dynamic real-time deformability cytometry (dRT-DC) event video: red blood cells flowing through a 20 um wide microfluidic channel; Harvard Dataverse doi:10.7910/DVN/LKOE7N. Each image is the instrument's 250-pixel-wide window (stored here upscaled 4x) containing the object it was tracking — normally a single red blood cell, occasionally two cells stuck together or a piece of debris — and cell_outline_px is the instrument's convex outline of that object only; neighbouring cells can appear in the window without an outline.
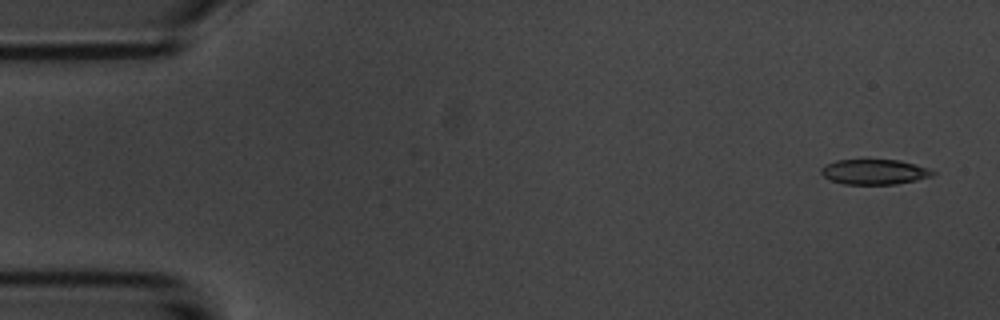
{"species": "common noctule bat (a hibernating species)", "species_latin": "Nyctalus noctula", "temperature_condition": "room temperature", "stored_images_in_passage": 6, "camera_frame_rate_fps": 3000, "um_per_image_px": 0.085, "animal": {"sex": "male", "body_mass_g": 20.1, "forearm_length_mm": 53.5}, "frame": {"image": 1, "passage_image": 1, "time_ms": 0.0, "image_size_px": [1000, 320], "cell_outline_px": [[936, 172], [932, 176], [916, 180], [896, 184], [844, 184], [832, 180], [824, 176], [820, 172], [820, 168], [824, 164], [836, 160], [900, 160], [916, 164]], "centroid_in_image_um": [74.3, 14.6], "position_along_channel_um": 10.7, "area_um2": 16.3}}